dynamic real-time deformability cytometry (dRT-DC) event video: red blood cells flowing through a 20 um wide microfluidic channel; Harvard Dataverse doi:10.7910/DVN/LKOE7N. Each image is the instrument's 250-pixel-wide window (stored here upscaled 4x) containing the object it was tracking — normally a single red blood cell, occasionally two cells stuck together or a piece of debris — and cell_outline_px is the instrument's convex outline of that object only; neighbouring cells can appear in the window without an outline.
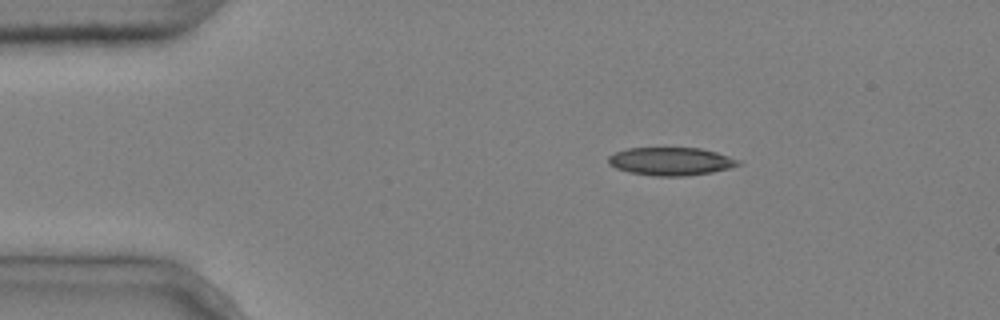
{"species": "common noctule bat (a hibernating species)", "species_latin": "Nyctalus noctula", "temperature_condition": "cold", "stored_images_in_passage": 4, "camera_frame_rate_fps": 3000, "um_per_image_px": 0.085, "animal": {"sex": "male", "body_mass_g": 20.4}, "frame": {"image": 1, "passage_image": 2, "time_ms": 0.333, "image_size_px": [1000, 320], "cell_outline_px": [[744, 164], [712, 172], [684, 176], [652, 176], [628, 172], [616, 168], [608, 164], [608, 156], [616, 152], [628, 148], [700, 148], [716, 152], [740, 160]], "centroid_in_image_um": [57.02, 13.72], "position_along_channel_um": 28.0, "area_um2": 21.27}}
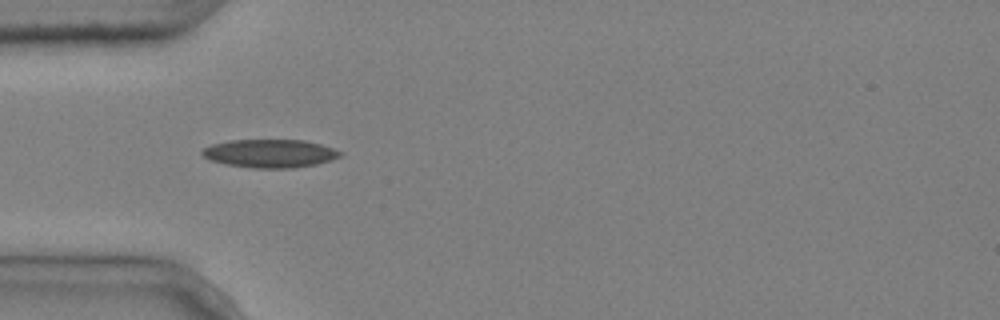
{"frame": {"image": 2, "passage_image": 3, "time_ms": 0.667, "image_size_px": [1000, 320], "cell_outline_px": [[344, 152], [340, 156], [332, 160], [316, 164], [292, 168], [252, 168], [224, 164], [208, 160], [200, 152], [204, 148], [212, 144], [228, 140], [304, 140], [320, 144]], "centroid_in_image_um": [22.92, 13.04], "position_along_channel_um": 62.1, "area_um2": 22.83}}